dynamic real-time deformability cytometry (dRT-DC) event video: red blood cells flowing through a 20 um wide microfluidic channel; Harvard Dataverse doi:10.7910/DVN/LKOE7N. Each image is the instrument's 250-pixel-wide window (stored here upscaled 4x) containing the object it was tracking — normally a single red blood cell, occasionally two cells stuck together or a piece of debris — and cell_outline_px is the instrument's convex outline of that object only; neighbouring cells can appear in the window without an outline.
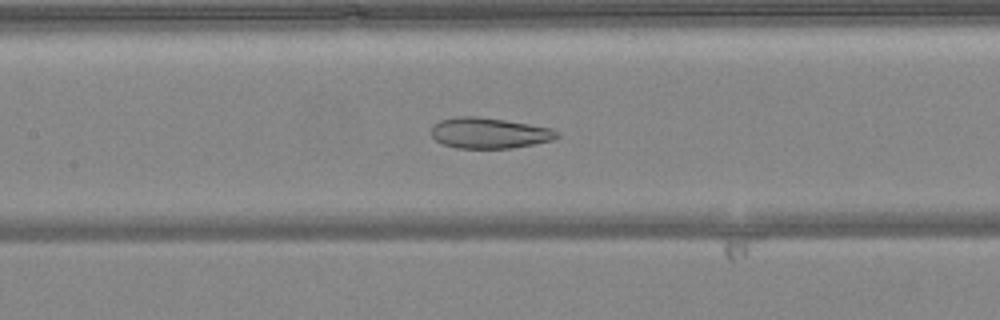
{"species": "common noctule bat (a hibernating species)", "species_latin": "Nyctalus noctula", "temperature_condition": "warm", "stored_images_in_passage": 34, "camera_frame_rate_fps": 3000, "um_per_image_px": 0.085, "animal": {"sex": "female", "body_mass_g": 24.6, "forearm_length_mm": 56.2}, "frame": {"image": 1, "passage_image": 15, "time_ms": 4.667, "image_size_px": [1000, 320], "cell_outline_px": [[560, 136], [552, 140], [512, 148], [456, 148], [444, 144], [436, 140], [432, 136], [432, 124], [440, 120], [456, 116], [480, 116], [552, 128], [560, 132]], "centroid_in_image_um": [41.58, 11.3], "position_along_channel_um": 165.8, "area_um2": 22.54}}
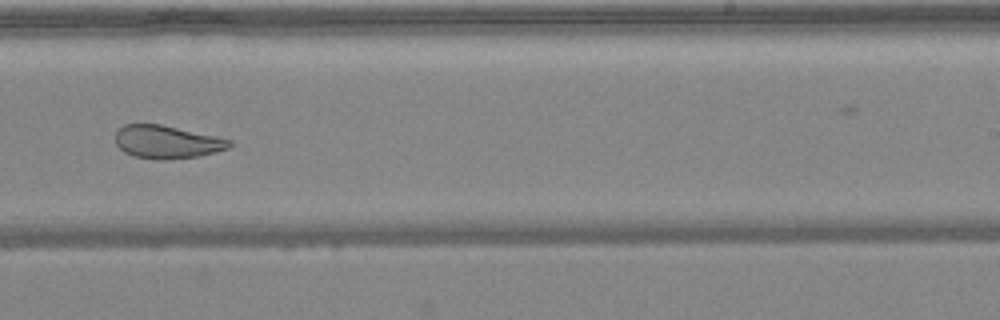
{"frame": {"image": 2, "passage_image": 23, "time_ms": 7.333, "image_size_px": [1000, 320], "cell_outline_px": [[232, 144], [228, 148], [216, 152], [200, 156], [164, 160], [160, 160], [132, 156], [124, 152], [116, 144], [116, 132], [124, 124], [160, 124], [216, 136], [232, 140]], "centroid_in_image_um": [14.19, 12.07], "position_along_channel_um": 274.8, "area_um2": 21.96}}
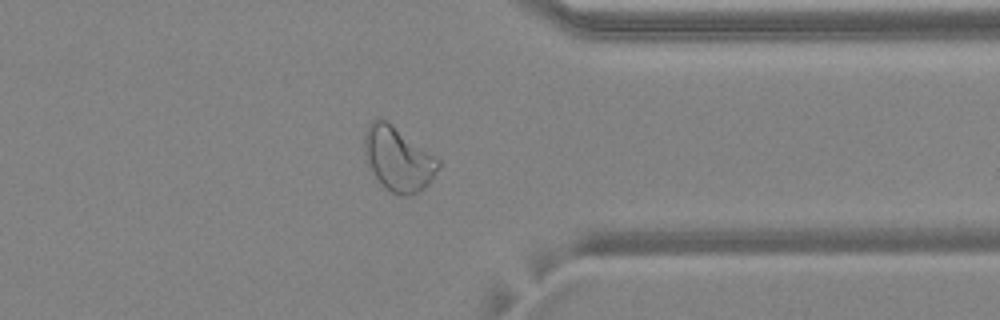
{"frame": {"image": 3, "passage_image": 31, "time_ms": 10.0, "image_size_px": [1000, 320], "cell_outline_px": [[440, 164], [432, 180], [420, 192], [412, 196], [404, 196], [392, 192], [384, 188], [372, 172], [368, 164], [364, 152], [364, 132], [368, 124], [372, 120], [380, 116], [392, 124], [440, 160]], "centroid_in_image_um": [33.82, 13.51], "position_along_channel_um": 377.6, "area_um2": 27.74}}